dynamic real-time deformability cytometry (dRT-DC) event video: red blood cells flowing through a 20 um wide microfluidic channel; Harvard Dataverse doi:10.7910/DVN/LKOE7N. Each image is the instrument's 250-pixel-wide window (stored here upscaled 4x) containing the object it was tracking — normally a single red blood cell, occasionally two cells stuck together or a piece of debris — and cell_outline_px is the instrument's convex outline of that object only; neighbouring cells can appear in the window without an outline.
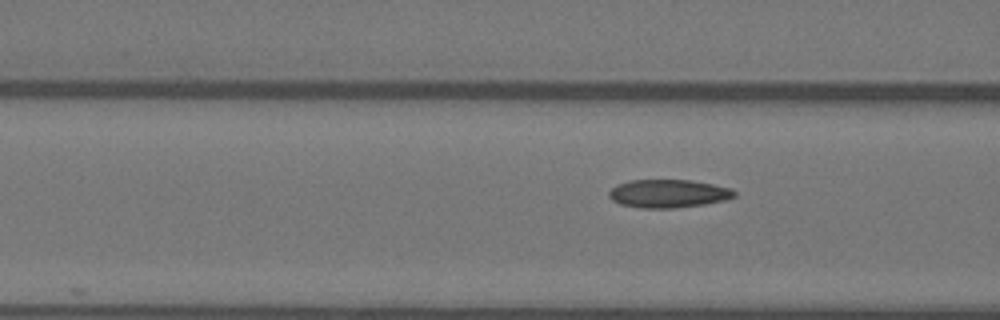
{"species": "Egyptian fruit bat (a non-hibernating species)", "species_latin": "Rousettus aegyptiacus", "temperature_condition": "warm", "stored_images_in_passage": 9, "camera_frame_rate_fps": 3000, "um_per_image_px": 0.085, "animal": {"sex": "female"}, "frame": {"image": 1, "passage_image": 5, "time_ms": 1.333, "image_size_px": [1000, 320], "cell_outline_px": [[736, 196], [724, 200], [704, 204], [676, 208], [640, 208], [620, 204], [612, 200], [608, 196], [608, 192], [616, 184], [628, 180], [692, 180], [732, 188], [736, 192]], "centroid_in_image_um": [56.79, 16.45], "position_along_channel_um": 109.8, "area_um2": 20.75}}
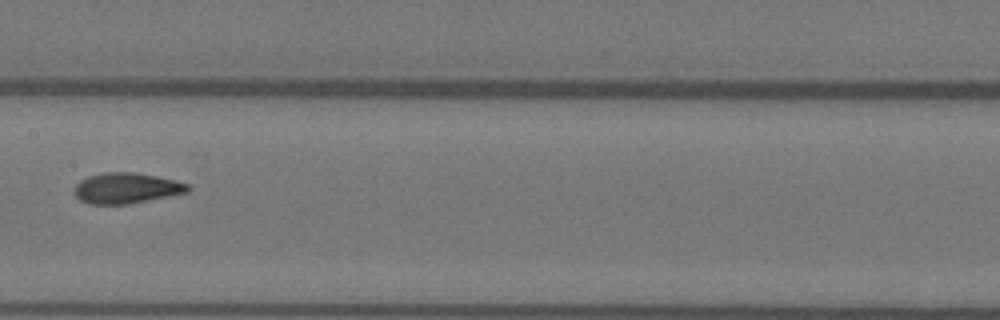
{"frame": {"image": 2, "passage_image": 7, "time_ms": 2.0, "image_size_px": [1000, 320], "cell_outline_px": [[192, 188], [188, 192], [128, 204], [88, 204], [80, 200], [76, 196], [76, 184], [80, 180], [88, 176], [104, 172], [136, 172], [176, 180], [188, 184]], "centroid_in_image_um": [10.76, 15.98], "position_along_channel_um": 196.6, "area_um2": 20.23}}
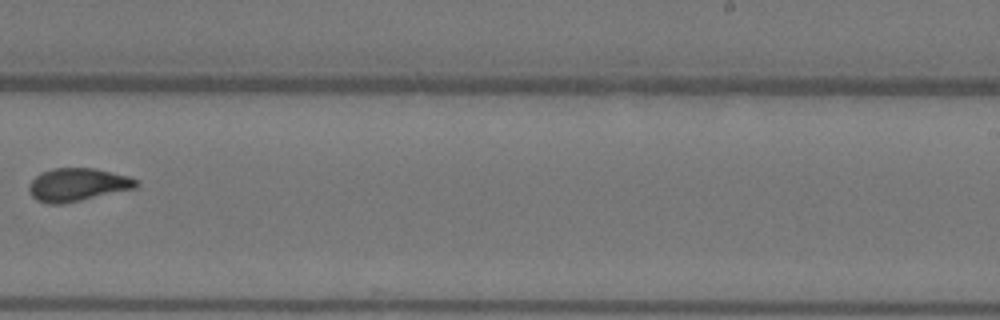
{"frame": {"image": 3, "passage_image": 9, "time_ms": 2.667, "image_size_px": [1000, 320], "cell_outline_px": [[140, 184], [136, 188], [64, 204], [48, 204], [36, 200], [32, 196], [28, 188], [28, 184], [36, 176], [52, 168], [92, 168], [128, 176], [136, 180]], "centroid_in_image_um": [6.58, 15.71], "position_along_channel_um": 282.4, "area_um2": 20.58}}